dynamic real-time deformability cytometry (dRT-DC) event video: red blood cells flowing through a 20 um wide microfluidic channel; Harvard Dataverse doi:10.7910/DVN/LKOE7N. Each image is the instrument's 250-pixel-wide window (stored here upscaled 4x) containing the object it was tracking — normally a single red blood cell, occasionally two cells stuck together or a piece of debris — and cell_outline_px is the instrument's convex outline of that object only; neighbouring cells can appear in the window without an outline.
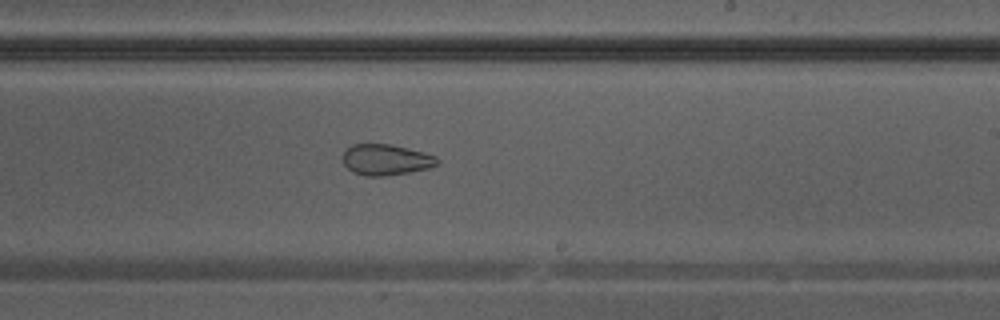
{"species": "Egyptian fruit bat (a non-hibernating species)", "species_latin": "Rousettus aegyptiacus", "temperature_condition": "warm", "stored_images_in_passage": 22, "camera_frame_rate_fps": 3000, "um_per_image_px": 0.085, "animal": {"sex": "male"}, "frame": {"image": 1, "passage_image": 13, "time_ms": 4.0, "image_size_px": [1000, 320], "cell_outline_px": [[440, 160], [436, 164], [428, 168], [408, 172], [384, 176], [364, 176], [352, 172], [344, 164], [344, 152], [352, 144], [388, 144], [424, 152], [436, 156]], "centroid_in_image_um": [32.8, 13.58], "position_along_channel_um": 256.2, "area_um2": 16.82}}